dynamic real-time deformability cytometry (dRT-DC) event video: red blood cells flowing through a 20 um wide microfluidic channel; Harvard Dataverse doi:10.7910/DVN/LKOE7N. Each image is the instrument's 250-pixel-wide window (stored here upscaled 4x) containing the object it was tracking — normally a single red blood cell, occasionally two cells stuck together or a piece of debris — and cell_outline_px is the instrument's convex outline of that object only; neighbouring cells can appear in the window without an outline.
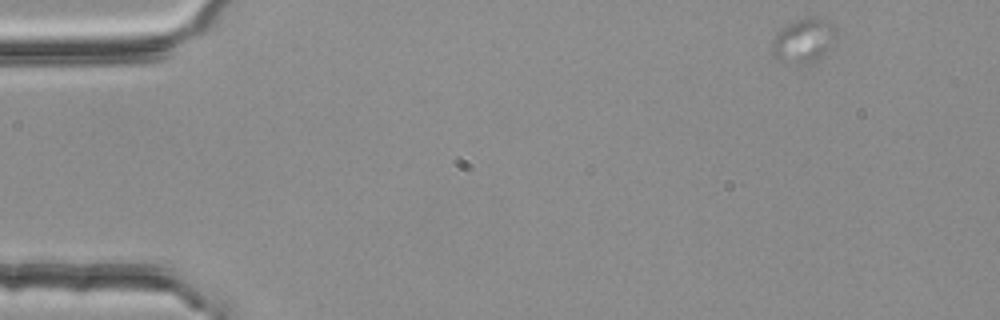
{"species": "common noctule bat (a hibernating species)", "species_latin": "Nyctalus noctula", "temperature_condition": "room temperature", "stored_images_in_passage": 21, "camera_frame_rate_fps": 3000, "um_per_image_px": 0.085, "animal": {"sex": "female", "body_mass_g": 25.1}, "frame": {"image": 1, "passage_image": 1, "time_ms": 0.0, "image_size_px": [1000, 320], "cell_outline_px": [[836, 44], [816, 60], [800, 68], [784, 64], [776, 60], [772, 56], [772, 44], [776, 32], [788, 24], [804, 16], [812, 16], [832, 24], [836, 28]], "centroid_in_image_um": [68.29, 3.52], "position_along_channel_um": 16.7, "area_um2": 17.4}}